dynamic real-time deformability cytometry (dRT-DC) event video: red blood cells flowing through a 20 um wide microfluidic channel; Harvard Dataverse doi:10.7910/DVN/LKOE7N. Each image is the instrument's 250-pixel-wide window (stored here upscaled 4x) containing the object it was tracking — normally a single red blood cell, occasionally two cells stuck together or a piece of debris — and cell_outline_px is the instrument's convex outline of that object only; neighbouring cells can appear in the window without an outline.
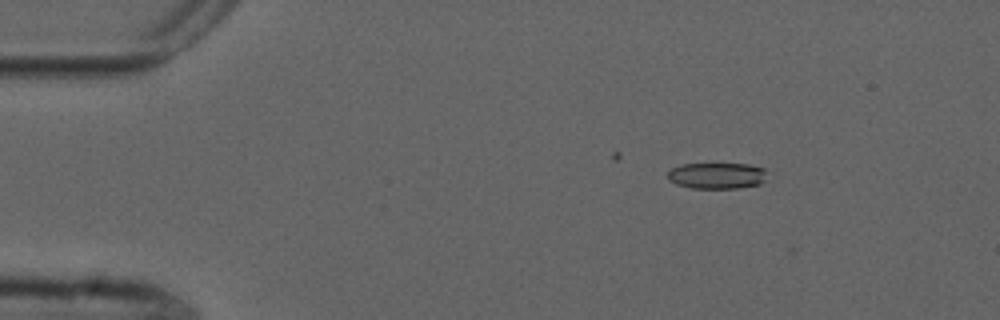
{"species": "common noctule bat (a hibernating species)", "species_latin": "Nyctalus noctula", "temperature_condition": "cold", "stored_images_in_passage": 22, "camera_frame_rate_fps": 3000, "um_per_image_px": 0.085, "animal": {"sex": "male", "forearm_length_mm": 52.5}, "frame": {"image": 1, "passage_image": 4, "time_ms": 1.0, "image_size_px": [1000, 320], "cell_outline_px": [[764, 180], [760, 184], [736, 188], [692, 188], [676, 184], [668, 180], [668, 172], [672, 168], [680, 164], [748, 164], [764, 168]], "centroid_in_image_um": [60.89, 14.93], "position_along_channel_um": 24.1, "area_um2": 15.03}}
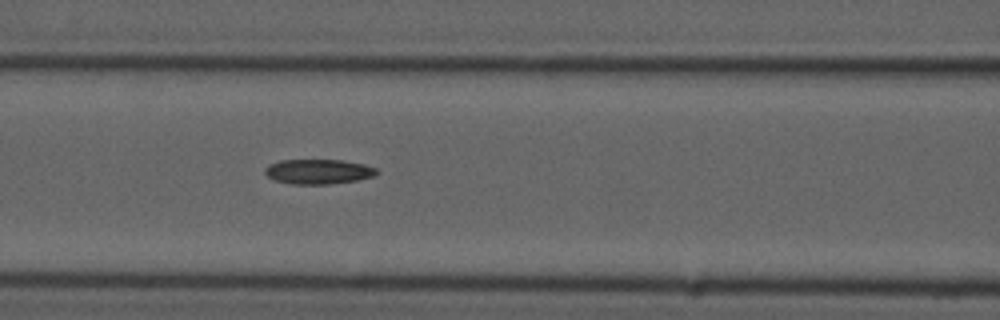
{"frame": {"image": 2, "passage_image": 19, "time_ms": 6.0, "image_size_px": [1000, 320], "cell_outline_px": [[380, 172], [372, 176], [360, 180], [328, 184], [292, 184], [276, 180], [268, 176], [264, 172], [264, 168], [268, 164], [280, 160], [340, 160], [364, 164], [376, 168]], "centroid_in_image_um": [27.06, 14.58], "position_along_channel_um": 139.5, "area_um2": 16.18}}
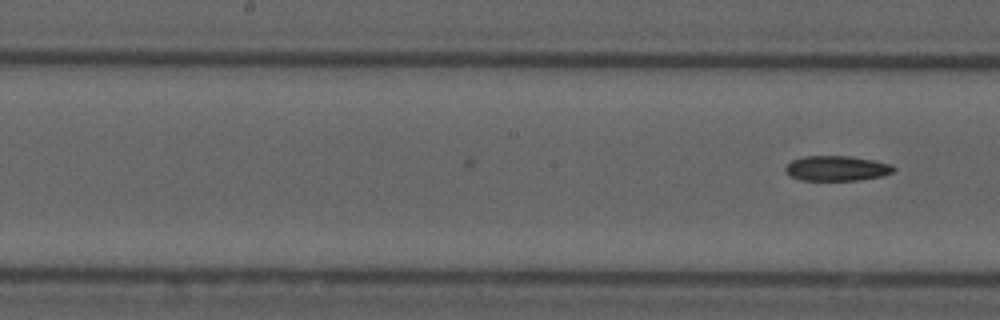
{"frame": {"image": 3, "passage_image": 22, "time_ms": 7.0, "image_size_px": [1000, 320], "cell_outline_px": [[896, 168], [892, 172], [880, 176], [860, 180], [800, 180], [788, 176], [784, 168], [792, 160], [804, 156], [848, 156], [872, 160], [892, 164]], "centroid_in_image_um": [71.09, 14.31], "position_along_channel_um": 177.1, "area_um2": 15.78}}